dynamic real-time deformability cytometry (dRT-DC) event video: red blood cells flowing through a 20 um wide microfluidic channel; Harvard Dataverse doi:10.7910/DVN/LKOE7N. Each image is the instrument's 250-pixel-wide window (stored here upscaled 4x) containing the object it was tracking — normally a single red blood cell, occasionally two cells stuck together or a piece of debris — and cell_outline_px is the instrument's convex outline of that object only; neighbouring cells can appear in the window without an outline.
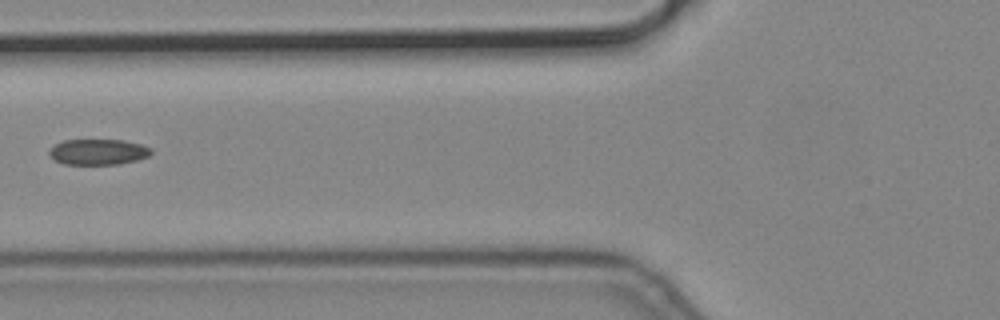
{"species": "common noctule bat (a hibernating species)", "species_latin": "Nyctalus noctula", "temperature_condition": "cold", "stored_images_in_passage": 8, "camera_frame_rate_fps": 3000, "um_per_image_px": 0.085, "animal": {"sex": "male", "body_mass_g": 19.2, "forearm_length_mm": 51.8}, "frame": {"image": 1, "passage_image": 7, "time_ms": 2.0, "image_size_px": [1000, 320], "cell_outline_px": [[152, 152], [148, 156], [136, 160], [120, 164], [64, 164], [56, 160], [48, 152], [56, 144], [64, 140], [124, 140], [140, 144], [152, 148]], "centroid_in_image_um": [8.38, 12.91], "position_along_channel_um": 117.4, "area_um2": 15.09}}
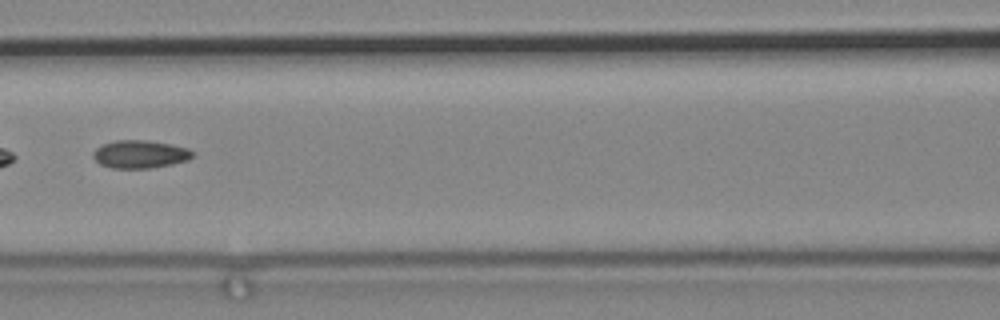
{"frame": {"image": 2, "passage_image": 8, "time_ms": 2.333, "image_size_px": [1000, 320], "cell_outline_px": [[196, 152], [188, 160], [172, 164], [148, 168], [112, 168], [100, 164], [92, 156], [92, 152], [96, 148], [104, 144], [116, 140], [148, 140], [188, 148]], "centroid_in_image_um": [11.9, 13.1], "position_along_channel_um": 154.7, "area_um2": 16.13}}